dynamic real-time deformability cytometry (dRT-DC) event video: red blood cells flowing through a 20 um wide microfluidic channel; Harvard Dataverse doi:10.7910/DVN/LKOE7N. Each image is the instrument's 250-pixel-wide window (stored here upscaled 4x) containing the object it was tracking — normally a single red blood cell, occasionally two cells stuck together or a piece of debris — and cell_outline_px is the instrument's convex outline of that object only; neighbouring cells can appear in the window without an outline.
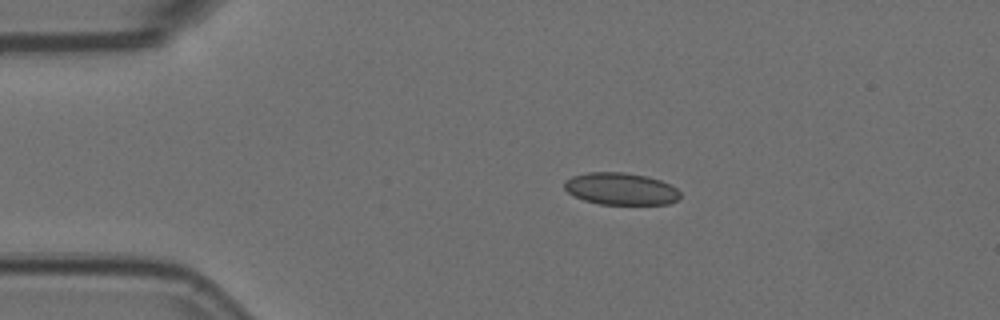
{"species": "Egyptian fruit bat (a non-hibernating species)", "species_latin": "Rousettus aegyptiacus", "temperature_condition": "room temperature", "stored_images_in_passage": 2, "camera_frame_rate_fps": 3000, "um_per_image_px": 0.085, "animal": {"sex": "female"}, "frame": {"image": 1, "passage_image": 2, "time_ms": 0.333, "image_size_px": [1000, 320], "cell_outline_px": [[680, 196], [676, 200], [668, 204], [600, 204], [584, 200], [568, 192], [564, 188], [564, 180], [572, 176], [588, 172], [624, 172], [648, 176], [660, 180], [676, 188], [680, 192]], "centroid_in_image_um": [52.75, 16.04], "position_along_channel_um": 32.2, "area_um2": 21.62}}